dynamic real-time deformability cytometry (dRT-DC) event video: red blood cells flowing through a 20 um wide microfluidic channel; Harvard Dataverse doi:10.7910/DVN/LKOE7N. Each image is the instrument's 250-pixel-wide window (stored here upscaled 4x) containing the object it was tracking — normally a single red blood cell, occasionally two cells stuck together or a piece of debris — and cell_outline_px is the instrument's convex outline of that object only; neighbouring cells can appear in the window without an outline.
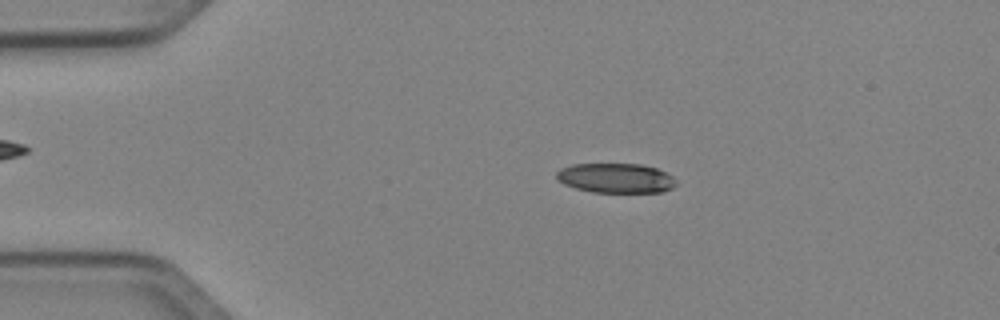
{"species": "Egyptian fruit bat (a non-hibernating species)", "species_latin": "Rousettus aegyptiacus", "temperature_condition": "cold", "stored_images_in_passage": 50, "camera_frame_rate_fps": 3000, "um_per_image_px": 0.085, "animal": {"sex": "female"}, "frame": {"image": 1, "passage_image": 10, "time_ms": 3.0, "image_size_px": [1000, 320], "cell_outline_px": [[676, 184], [672, 188], [664, 192], [592, 192], [576, 188], [564, 184], [556, 180], [556, 172], [560, 168], [572, 164], [640, 164], [656, 168], [672, 176]], "centroid_in_image_um": [52.31, 15.14], "position_along_channel_um": 32.7, "area_um2": 20.69}}
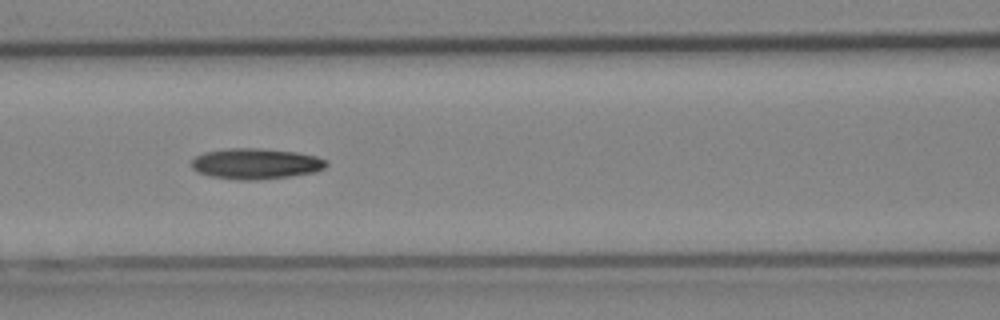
{"frame": {"image": 2, "passage_image": 22, "time_ms": 7.0, "image_size_px": [1000, 320], "cell_outline_px": [[328, 164], [324, 168], [316, 172], [288, 176], [256, 180], [236, 180], [208, 176], [196, 172], [192, 168], [192, 160], [196, 156], [204, 152], [224, 148], [260, 148], [296, 152], [316, 156], [324, 160]], "centroid_in_image_um": [21.69, 13.91], "position_along_channel_um": 144.9, "area_um2": 24.28}}
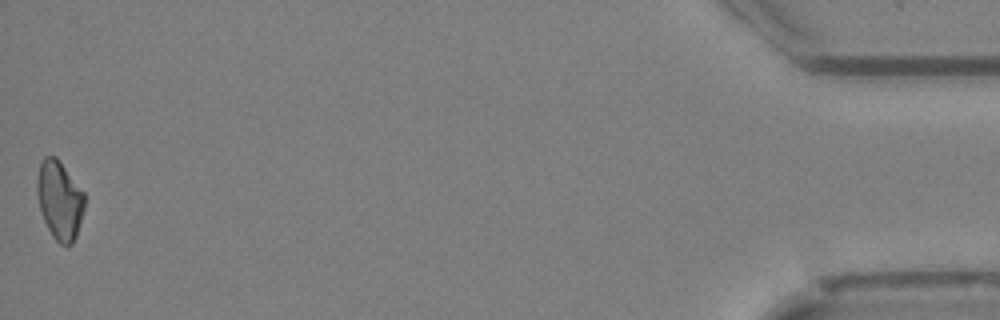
{"frame": {"image": 3, "passage_image": 50, "time_ms": 16.333, "image_size_px": [1000, 320], "cell_outline_px": [[84, 208], [76, 236], [72, 244], [68, 248], [60, 244], [52, 236], [44, 220], [40, 208], [36, 192], [36, 180], [40, 160], [44, 156], [56, 156], [84, 192]], "centroid_in_image_um": [5.05, 17.01], "position_along_channel_um": 430.2, "area_um2": 21.91}}